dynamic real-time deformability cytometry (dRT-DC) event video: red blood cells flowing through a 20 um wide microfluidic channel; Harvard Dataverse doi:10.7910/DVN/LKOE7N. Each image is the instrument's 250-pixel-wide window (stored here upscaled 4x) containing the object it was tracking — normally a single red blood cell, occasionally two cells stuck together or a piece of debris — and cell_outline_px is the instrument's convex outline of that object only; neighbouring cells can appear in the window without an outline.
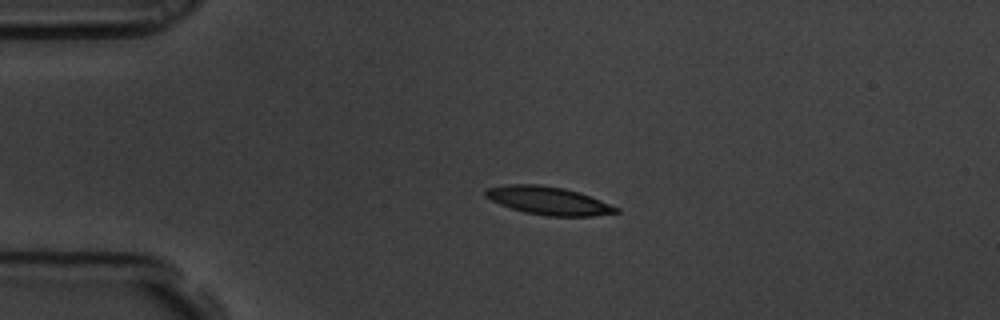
{"species": "common noctule bat (a hibernating species)", "species_latin": "Nyctalus noctula", "temperature_condition": "room temperature", "stored_images_in_passage": 2, "camera_frame_rate_fps": 3000, "um_per_image_px": 0.085, "animal": {"sex": "male", "body_mass_g": 19.5, "forearm_length_mm": 54.6}, "frame": {"image": 1, "passage_image": 1, "time_ms": 0.0, "image_size_px": [1000, 320], "cell_outline_px": [[620, 212], [592, 216], [548, 216], [524, 212], [500, 204], [484, 196], [484, 188], [508, 184], [536, 184], [564, 188], [580, 192], [620, 208]], "centroid_in_image_um": [46.61, 17.05], "position_along_channel_um": 38.4, "area_um2": 21.39}}